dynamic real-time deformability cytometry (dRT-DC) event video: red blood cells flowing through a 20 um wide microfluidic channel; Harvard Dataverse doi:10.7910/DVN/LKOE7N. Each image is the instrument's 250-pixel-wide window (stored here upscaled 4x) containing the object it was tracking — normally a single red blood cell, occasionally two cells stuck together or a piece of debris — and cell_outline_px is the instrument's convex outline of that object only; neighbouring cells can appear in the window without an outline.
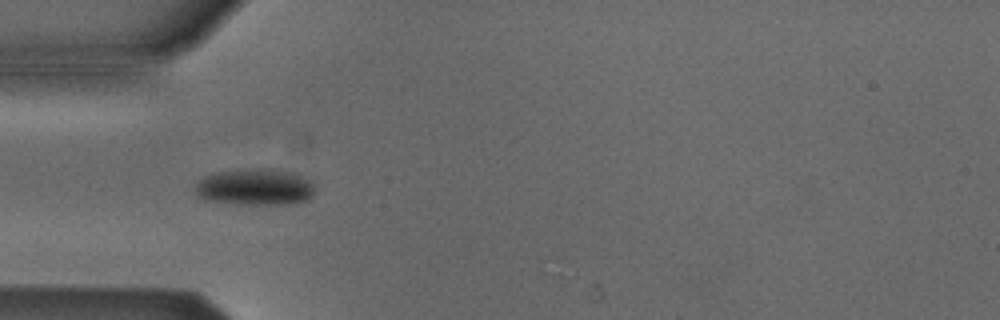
{"species": "Egyptian fruit bat (a non-hibernating species)", "species_latin": "Rousettus aegyptiacus", "temperature_condition": "cold", "stored_images_in_passage": 38, "camera_frame_rate_fps": 3000, "um_per_image_px": 0.085, "animal": {"sex": "male"}, "frame": {"image": 1, "passage_image": 1, "time_ms": 0.0, "image_size_px": [1000, 320], "cell_outline_px": [[312, 196], [308, 200], [296, 204], [236, 204], [204, 200], [196, 196], [192, 188], [204, 176], [212, 172], [244, 168], [272, 168], [292, 172], [308, 180], [312, 184]], "centroid_in_image_um": [21.59, 15.89], "position_along_channel_um": 63.4, "area_um2": 26.07}}
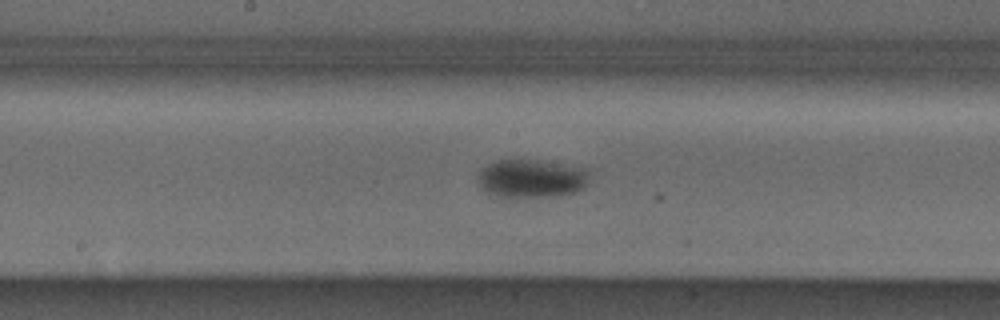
{"frame": {"image": 2, "passage_image": 12, "time_ms": 3.667, "image_size_px": [1000, 320], "cell_outline_px": [[592, 168], [588, 180], [584, 188], [576, 192], [556, 196], [496, 196], [484, 192], [476, 176], [480, 168], [496, 160], [536, 160]], "centroid_in_image_um": [45.2, 15.15], "position_along_channel_um": 203.0, "area_um2": 25.26}}
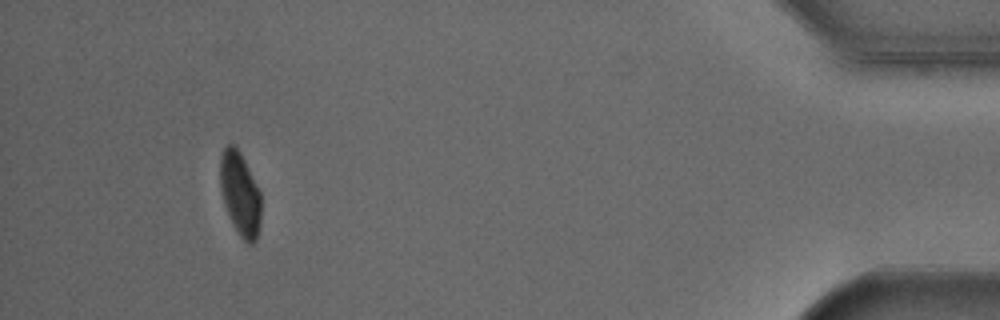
{"frame": {"image": 3, "passage_image": 34, "time_ms": 11.0, "image_size_px": [1000, 320], "cell_outline_px": [[260, 224], [256, 240], [252, 244], [248, 244], [240, 236], [232, 224], [224, 200], [220, 184], [220, 156], [224, 148], [228, 144], [236, 144], [260, 192]], "centroid_in_image_um": [20.41, 16.47], "position_along_channel_um": 414.8, "area_um2": 19.65}, "authors_computed_cell_mechanics": {"area_um2": 23.8136, "velocity_mm_per_s": 3.8533, "shape_relaxation_time_tau1_ms": 5.9598, "shape_relaxation_time_tau2_ms": null, "deformation_change_tau1": 0.1294, "deformation_change_tau2": null}}